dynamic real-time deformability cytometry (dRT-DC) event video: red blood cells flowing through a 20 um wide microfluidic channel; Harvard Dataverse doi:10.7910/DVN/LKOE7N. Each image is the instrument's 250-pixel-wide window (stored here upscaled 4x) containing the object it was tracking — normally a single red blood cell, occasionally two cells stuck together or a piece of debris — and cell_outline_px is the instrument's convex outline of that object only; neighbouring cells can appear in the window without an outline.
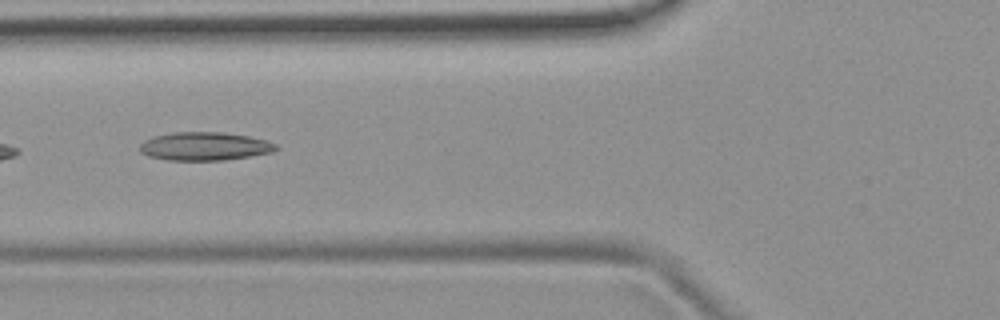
{"species": "common noctule bat (a hibernating species)", "species_latin": "Nyctalus noctula", "temperature_condition": "room temperature", "stored_images_in_passage": 8, "camera_frame_rate_fps": 3000, "um_per_image_px": 0.085, "animal": {"sex": "female", "body_mass_g": 19.9}, "frame": {"image": 1, "passage_image": 5, "time_ms": 5.667, "image_size_px": [1000, 320], "cell_outline_px": [[280, 148], [272, 152], [224, 160], [168, 160], [148, 156], [140, 152], [140, 144], [144, 140], [152, 136], [172, 132], [224, 132], [248, 136], [268, 140], [276, 144]], "centroid_in_image_um": [17.39, 12.42], "position_along_channel_um": 108.4, "area_um2": 22.6}}
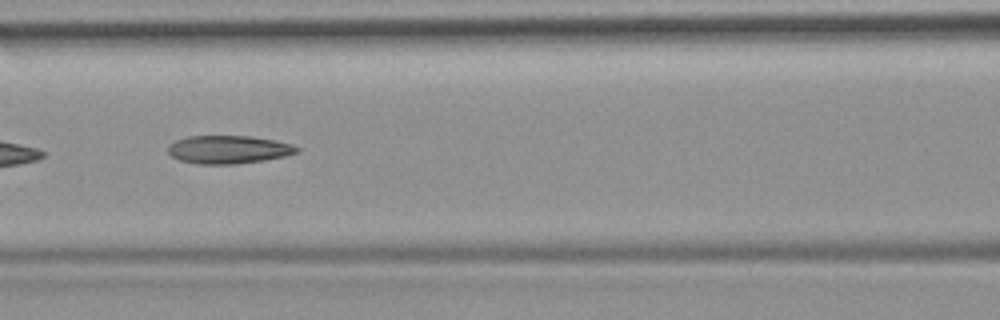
{"frame": {"image": 2, "passage_image": 6, "time_ms": 6.667, "image_size_px": [1000, 320], "cell_outline_px": [[300, 152], [284, 156], [264, 160], [236, 164], [200, 164], [180, 160], [172, 156], [168, 152], [168, 148], [176, 140], [188, 136], [252, 136], [276, 140], [292, 144], [300, 148]], "centroid_in_image_um": [19.47, 12.71], "position_along_channel_um": 147.1, "area_um2": 21.1}}
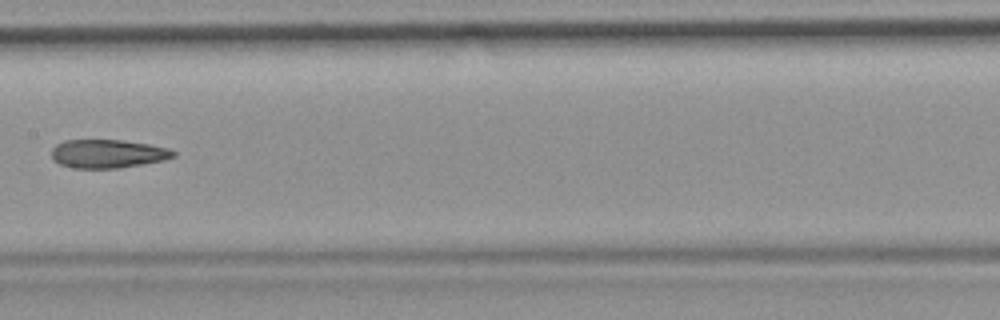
{"frame": {"image": 3, "passage_image": 7, "time_ms": 8.0, "image_size_px": [1000, 320], "cell_outline_px": [[176, 156], [164, 160], [120, 168], [72, 168], [60, 164], [52, 160], [52, 148], [56, 144], [64, 140], [120, 140], [148, 144], [168, 148], [176, 152]], "centroid_in_image_um": [9.14, 13.07], "position_along_channel_um": 198.3, "area_um2": 20.29}}